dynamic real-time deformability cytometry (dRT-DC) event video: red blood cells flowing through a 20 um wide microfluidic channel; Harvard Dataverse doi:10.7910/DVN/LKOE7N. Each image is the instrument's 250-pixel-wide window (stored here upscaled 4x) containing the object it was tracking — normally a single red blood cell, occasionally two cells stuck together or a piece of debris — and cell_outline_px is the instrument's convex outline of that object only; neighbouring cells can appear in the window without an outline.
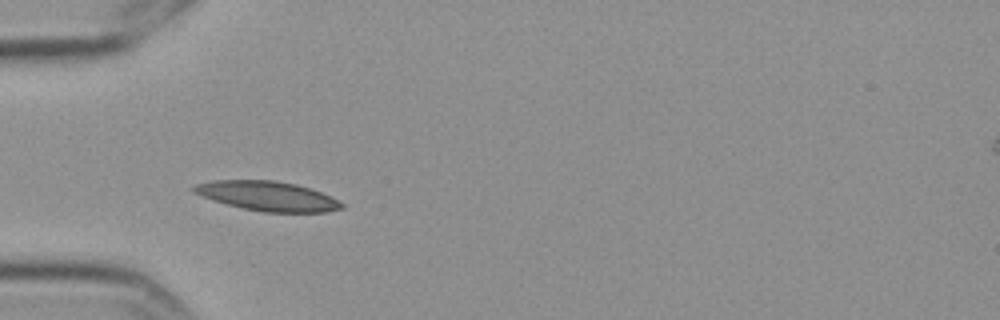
{"species": "Egyptian fruit bat (a non-hibernating species)", "species_latin": "Rousettus aegyptiacus", "temperature_condition": "cold", "stored_images_in_passage": 2, "camera_frame_rate_fps": 3000, "um_per_image_px": 0.085, "frame": {"image": 1, "passage_image": 1, "time_ms": 0.0, "image_size_px": [1000, 320], "cell_outline_px": [[344, 208], [328, 212], [264, 212], [244, 208], [212, 200], [192, 192], [188, 188], [196, 184], [212, 180], [272, 180], [296, 184], [332, 196], [340, 200], [344, 204]], "centroid_in_image_um": [22.74, 16.66], "position_along_channel_um": 62.3, "area_um2": 25.55}}
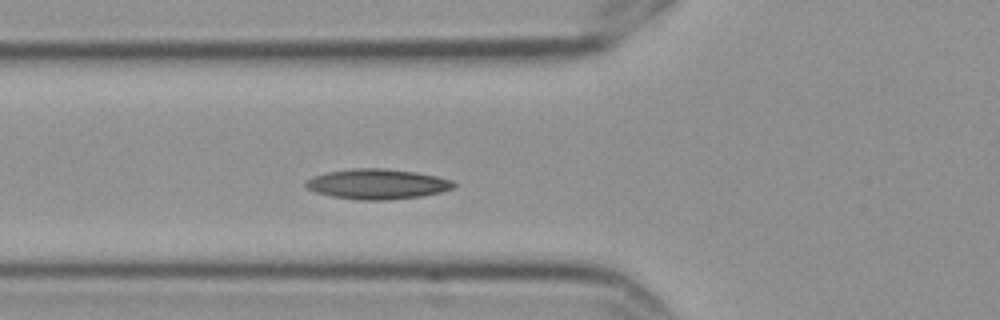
{"frame": {"image": 2, "passage_image": 2, "time_ms": 0.333, "image_size_px": [1000, 320], "cell_outline_px": [[456, 184], [452, 188], [440, 192], [420, 196], [388, 200], [360, 200], [332, 196], [316, 192], [308, 188], [304, 184], [304, 180], [312, 176], [328, 172], [352, 168], [384, 168], [416, 172], [436, 176], [452, 180]], "centroid_in_image_um": [32.04, 15.64], "position_along_channel_um": 93.8, "area_um2": 25.95}}